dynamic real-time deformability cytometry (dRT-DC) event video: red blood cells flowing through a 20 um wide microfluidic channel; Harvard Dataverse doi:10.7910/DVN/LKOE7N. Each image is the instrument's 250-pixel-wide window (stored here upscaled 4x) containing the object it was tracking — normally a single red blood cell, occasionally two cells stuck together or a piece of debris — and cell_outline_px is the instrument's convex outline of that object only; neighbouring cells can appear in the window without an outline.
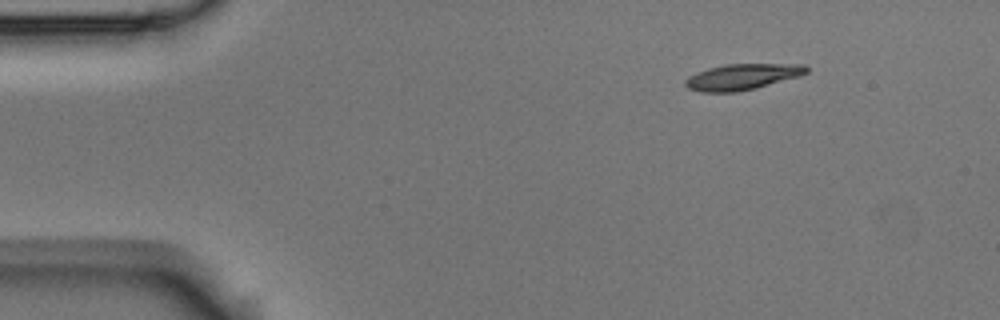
{"species": "Egyptian fruit bat (a non-hibernating species)", "species_latin": "Rousettus aegyptiacus", "temperature_condition": "room temperature", "stored_images_in_passage": 3, "camera_frame_rate_fps": 3000, "um_per_image_px": 0.085, "animal": {"sex": "male"}, "frame": {"image": 1, "passage_image": 1, "time_ms": 0.0, "image_size_px": [1000, 320], "cell_outline_px": [[808, 72], [800, 76], [756, 88], [736, 92], [700, 92], [688, 88], [684, 84], [684, 80], [688, 76], [696, 72], [708, 68], [724, 64], [804, 64], [808, 68]], "centroid_in_image_um": [63.07, 6.53], "position_along_channel_um": 21.9, "area_um2": 18.44}}